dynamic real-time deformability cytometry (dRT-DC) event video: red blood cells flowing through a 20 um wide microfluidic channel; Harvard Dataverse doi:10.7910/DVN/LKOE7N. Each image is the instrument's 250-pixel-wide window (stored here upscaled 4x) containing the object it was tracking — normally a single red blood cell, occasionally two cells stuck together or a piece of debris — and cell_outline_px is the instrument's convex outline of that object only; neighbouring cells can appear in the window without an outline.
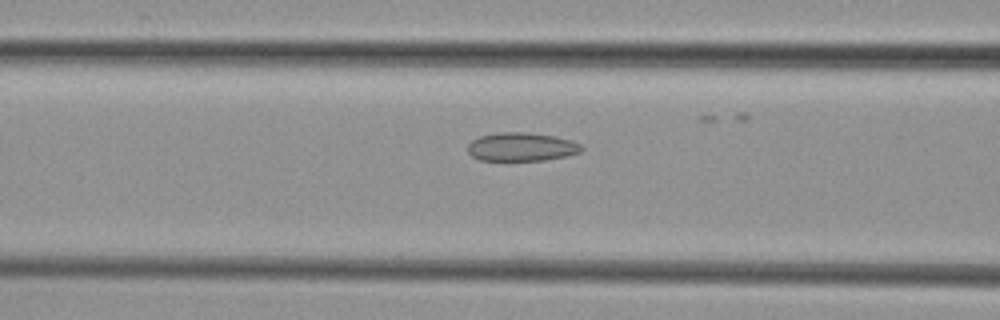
{"species": "common noctule bat (a hibernating species)", "species_latin": "Nyctalus noctula", "temperature_condition": "cold", "stored_images_in_passage": 7, "camera_frame_rate_fps": 3000, "um_per_image_px": 0.085, "animal": {"sex": "female", "body_mass_g": 29.2, "forearm_length_mm": 56.3}, "frame": {"image": 1, "passage_image": 7, "time_ms": 7.667, "image_size_px": [1000, 320], "cell_outline_px": [[584, 148], [580, 152], [564, 156], [544, 160], [480, 160], [472, 156], [468, 152], [468, 144], [472, 140], [480, 136], [500, 132], [528, 132], [556, 136], [572, 140], [580, 144]], "centroid_in_image_um": [44.33, 12.47], "position_along_channel_um": 122.3, "area_um2": 18.9}}